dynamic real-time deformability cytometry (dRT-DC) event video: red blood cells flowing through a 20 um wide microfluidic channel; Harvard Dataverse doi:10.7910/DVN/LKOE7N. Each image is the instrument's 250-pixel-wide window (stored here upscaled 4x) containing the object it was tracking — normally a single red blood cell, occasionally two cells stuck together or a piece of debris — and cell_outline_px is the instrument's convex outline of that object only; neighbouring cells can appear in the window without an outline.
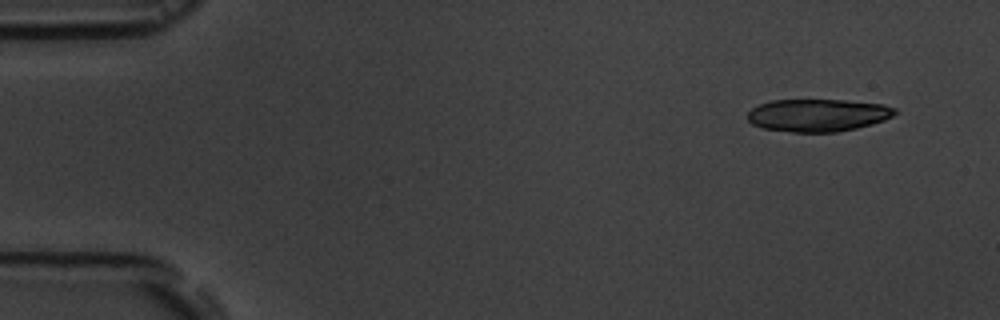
{"species": "common noctule bat (a hibernating species)", "species_latin": "Nyctalus noctula", "temperature_condition": "room temperature", "stored_images_in_passage": 5, "camera_frame_rate_fps": 3000, "um_per_image_px": 0.085, "animal": {"sex": "male", "body_mass_g": 19.5, "forearm_length_mm": 54.6}, "frame": {"image": 1, "passage_image": 1, "time_ms": 0.0, "image_size_px": [1000, 320], "cell_outline_px": [[896, 112], [892, 116], [884, 120], [872, 124], [856, 128], [836, 132], [792, 132], [760, 128], [752, 124], [748, 120], [748, 112], [752, 108], [760, 104], [772, 100], [844, 100], [884, 104], [896, 108]], "centroid_in_image_um": [69.51, 9.79], "position_along_channel_um": 15.5, "area_um2": 28.03}}